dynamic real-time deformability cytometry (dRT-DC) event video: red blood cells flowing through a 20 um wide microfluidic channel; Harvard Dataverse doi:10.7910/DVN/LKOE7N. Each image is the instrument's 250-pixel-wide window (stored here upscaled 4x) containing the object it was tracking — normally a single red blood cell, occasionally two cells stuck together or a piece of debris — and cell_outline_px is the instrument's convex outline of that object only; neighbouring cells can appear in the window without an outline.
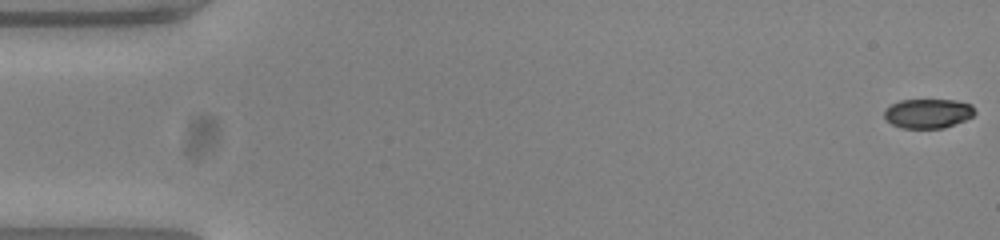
{"species": "common noctule bat (a hibernating species)", "species_latin": "Nyctalus noctula", "temperature_condition": "warm", "stored_images_in_passage": 54, "camera_frame_rate_fps": 3000, "um_per_image_px": 0.085, "animal": {"sex": "female", "body_mass_g": 23.0, "forearm_length_mm": 53.4}, "frame": {"image": 1, "passage_image": 1, "time_ms": 0.0, "image_size_px": [1000, 240], "cell_outline_px": [[976, 112], [972, 116], [964, 120], [944, 128], [900, 128], [892, 124], [884, 116], [884, 108], [900, 100], [956, 100], [972, 104]], "centroid_in_image_um": [78.88, 9.64], "position_along_channel_um": 6.1, "area_um2": 15.55}}
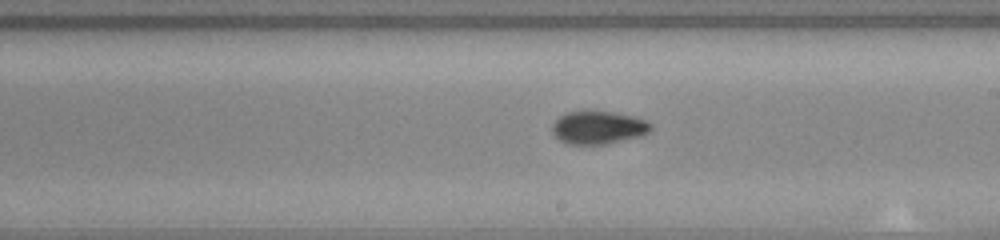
{"frame": {"image": 2, "passage_image": 31, "time_ms": 10.0, "image_size_px": [1000, 240], "cell_outline_px": [[652, 128], [644, 136], [608, 144], [568, 144], [560, 140], [552, 132], [552, 124], [560, 116], [568, 112], [588, 108], [612, 112], [632, 116], [648, 120], [652, 124]], "centroid_in_image_um": [50.88, 10.81], "position_along_channel_um": 238.1, "area_um2": 19.59}}
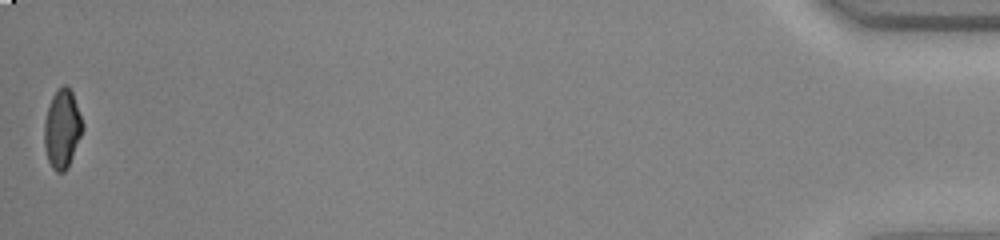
{"frame": {"image": 3, "passage_image": 54, "time_ms": 17.667, "image_size_px": [1000, 240], "cell_outline_px": [[84, 128], [68, 168], [64, 172], [56, 172], [52, 168], [48, 160], [44, 148], [44, 120], [52, 96], [64, 84], [72, 92], [84, 124]], "centroid_in_image_um": [5.28, 10.99], "position_along_channel_um": 429.9, "area_um2": 17.57}, "authors_computed_cell_mechanics": {"area_um2": 18.1203, "velocity_mm_per_s": 3.8206, "shape_relaxation_time_tau1_ms": 6.8149, "shape_relaxation_time_tau2_ms": 1.4273, "deformation_change_tau1": 0.2024, "deformation_change_tau2": 0.0489}}